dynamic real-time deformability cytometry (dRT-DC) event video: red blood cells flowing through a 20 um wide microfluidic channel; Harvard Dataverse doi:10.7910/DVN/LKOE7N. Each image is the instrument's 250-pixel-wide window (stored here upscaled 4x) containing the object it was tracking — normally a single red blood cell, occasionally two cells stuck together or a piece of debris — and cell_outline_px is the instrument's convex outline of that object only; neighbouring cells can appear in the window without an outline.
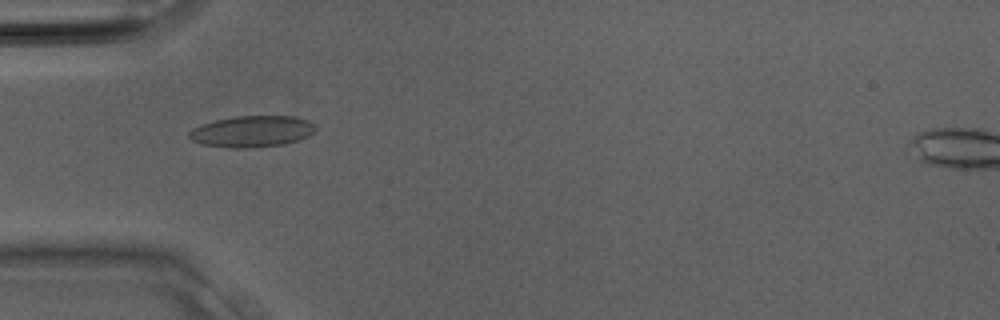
{"species": "Egyptian fruit bat (a non-hibernating species)", "species_latin": "Rousettus aegyptiacus", "temperature_condition": "room temperature", "stored_images_in_passage": 16, "camera_frame_rate_fps": 3000, "um_per_image_px": 0.085, "animal": {"sex": "male"}, "frame": {"image": 1, "passage_image": 3, "time_ms": 0.667, "image_size_px": [1000, 320], "cell_outline_px": [[316, 128], [308, 136], [284, 144], [248, 148], [232, 148], [200, 144], [192, 140], [188, 136], [188, 132], [192, 128], [216, 120], [236, 116], [292, 116], [308, 120]], "centroid_in_image_um": [21.38, 11.17], "position_along_channel_um": 63.6, "area_um2": 22.89}}
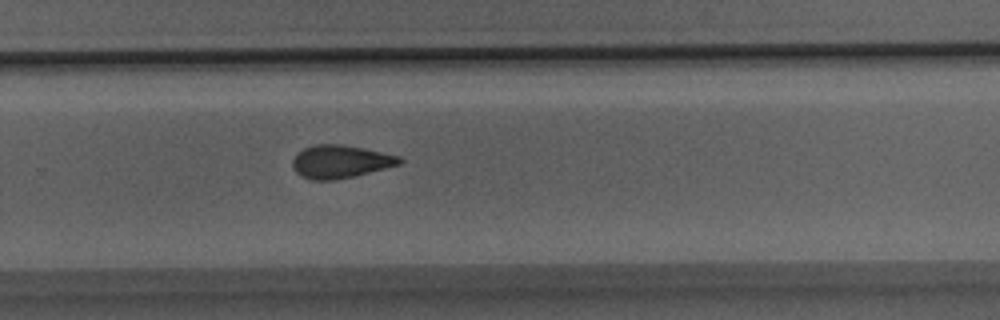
{"frame": {"image": 2, "passage_image": 14, "time_ms": 4.333, "image_size_px": [1000, 320], "cell_outline_px": [[404, 160], [400, 164], [336, 180], [312, 180], [300, 176], [292, 168], [292, 160], [304, 148], [316, 144], [344, 144], [364, 148], [400, 156]], "centroid_in_image_um": [28.92, 13.73], "position_along_channel_um": 300.9, "area_um2": 20.46}}
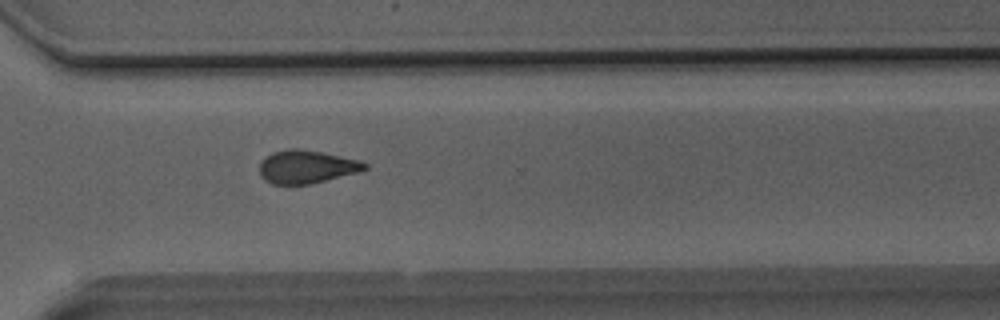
{"frame": {"image": 3, "passage_image": 16, "time_ms": 5.0, "image_size_px": [1000, 320], "cell_outline_px": [[368, 168], [356, 172], [308, 184], [272, 184], [264, 180], [260, 176], [260, 160], [264, 156], [272, 152], [288, 148], [300, 148], [360, 160], [368, 164]], "centroid_in_image_um": [25.99, 14.16], "position_along_channel_um": 344.6, "area_um2": 20.23}}